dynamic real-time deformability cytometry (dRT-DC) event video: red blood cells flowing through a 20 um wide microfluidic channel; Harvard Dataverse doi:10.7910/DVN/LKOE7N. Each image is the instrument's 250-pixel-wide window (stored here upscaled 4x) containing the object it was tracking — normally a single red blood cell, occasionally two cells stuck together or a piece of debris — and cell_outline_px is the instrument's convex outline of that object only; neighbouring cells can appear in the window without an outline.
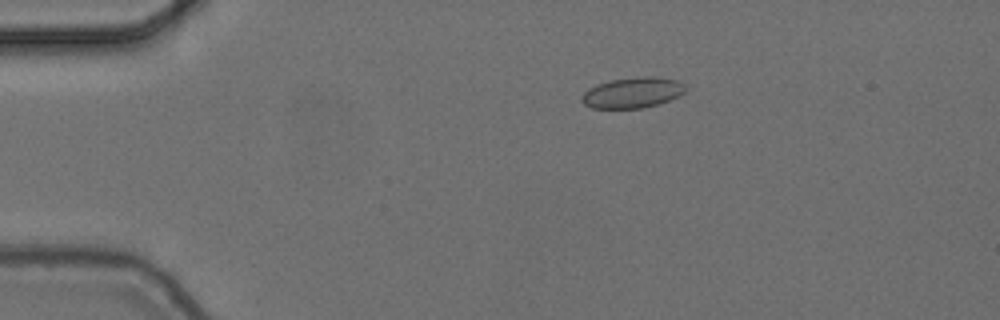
{"species": "common noctule bat (a hibernating species)", "species_latin": "Nyctalus noctula", "temperature_condition": "cold", "stored_images_in_passage": 4, "camera_frame_rate_fps": 3000, "um_per_image_px": 0.085, "animal": {"sex": "female", "body_mass_g": 24.6, "forearm_length_mm": 56.2}, "frame": {"image": 1, "passage_image": 1, "time_ms": 0.0, "image_size_px": [1000, 320], "cell_outline_px": [[688, 88], [684, 92], [668, 100], [644, 108], [592, 108], [584, 104], [580, 100], [580, 96], [588, 88], [596, 84], [612, 80], [644, 76], [652, 76], [676, 80], [684, 84]], "centroid_in_image_um": [53.73, 7.87], "position_along_channel_um": 31.3, "area_um2": 18.44}}
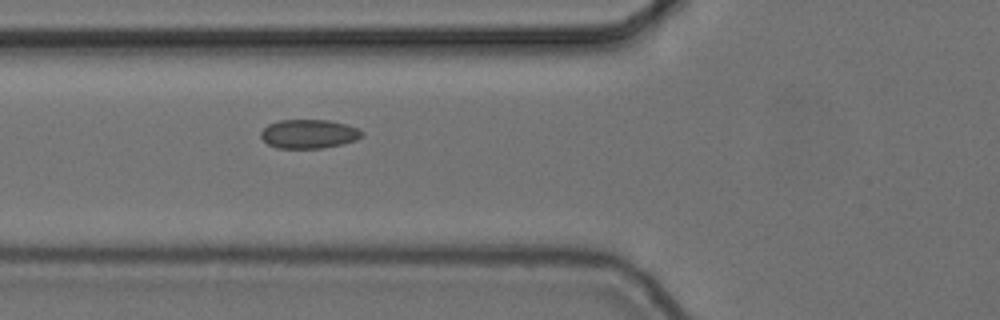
{"frame": {"image": 2, "passage_image": 4, "time_ms": 1.0, "image_size_px": [1000, 320], "cell_outline_px": [[364, 136], [356, 140], [324, 148], [276, 148], [268, 144], [260, 136], [260, 132], [268, 124], [280, 120], [328, 120], [348, 124], [364, 132]], "centroid_in_image_um": [26.26, 11.38], "position_along_channel_um": 99.5, "area_um2": 17.11}}